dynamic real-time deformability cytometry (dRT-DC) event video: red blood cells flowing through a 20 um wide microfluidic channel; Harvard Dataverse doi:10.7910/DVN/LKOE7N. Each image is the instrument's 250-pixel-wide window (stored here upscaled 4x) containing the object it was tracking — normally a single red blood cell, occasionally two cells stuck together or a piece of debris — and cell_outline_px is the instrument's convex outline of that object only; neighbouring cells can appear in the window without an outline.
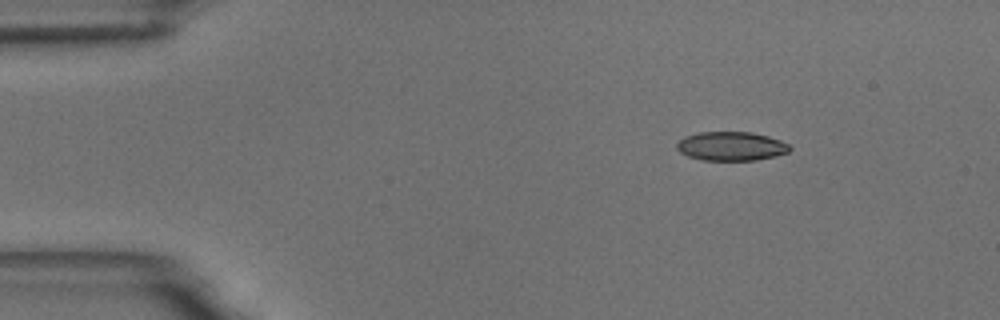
{"species": "common noctule bat (a hibernating species)", "species_latin": "Nyctalus noctula", "temperature_condition": "room temperature", "stored_images_in_passage": 3, "camera_frame_rate_fps": 3000, "um_per_image_px": 0.085, "animal": {"sex": "male", "body_mass_g": 18.8}, "frame": {"image": 1, "passage_image": 1, "time_ms": 0.0, "image_size_px": [1000, 320], "cell_outline_px": [[792, 148], [788, 152], [776, 156], [756, 160], [700, 160], [688, 156], [680, 152], [676, 148], [676, 144], [684, 136], [700, 132], [752, 132], [768, 136], [780, 140], [788, 144]], "centroid_in_image_um": [62.15, 12.43], "position_along_channel_um": 22.9, "area_um2": 19.13}}
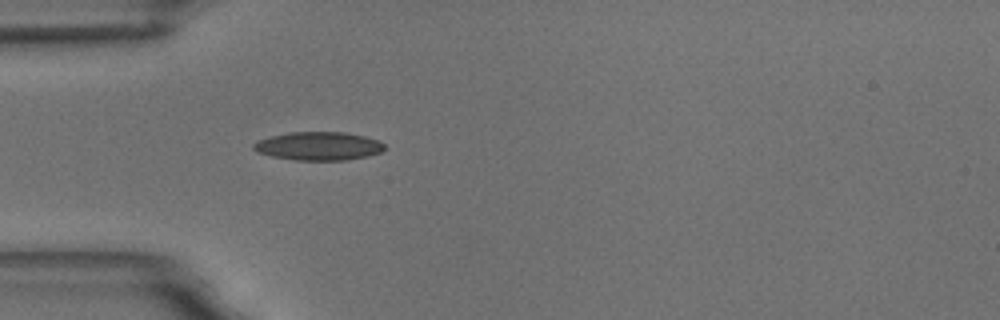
{"frame": {"image": 2, "passage_image": 3, "time_ms": 3.0, "image_size_px": [1000, 320], "cell_outline_px": [[384, 148], [380, 152], [368, 156], [348, 160], [292, 160], [272, 156], [256, 152], [252, 148], [252, 144], [260, 140], [272, 136], [288, 132], [344, 132], [364, 136], [380, 140], [384, 144]], "centroid_in_image_um": [27.08, 12.42], "position_along_channel_um": 57.9, "area_um2": 21.73}}